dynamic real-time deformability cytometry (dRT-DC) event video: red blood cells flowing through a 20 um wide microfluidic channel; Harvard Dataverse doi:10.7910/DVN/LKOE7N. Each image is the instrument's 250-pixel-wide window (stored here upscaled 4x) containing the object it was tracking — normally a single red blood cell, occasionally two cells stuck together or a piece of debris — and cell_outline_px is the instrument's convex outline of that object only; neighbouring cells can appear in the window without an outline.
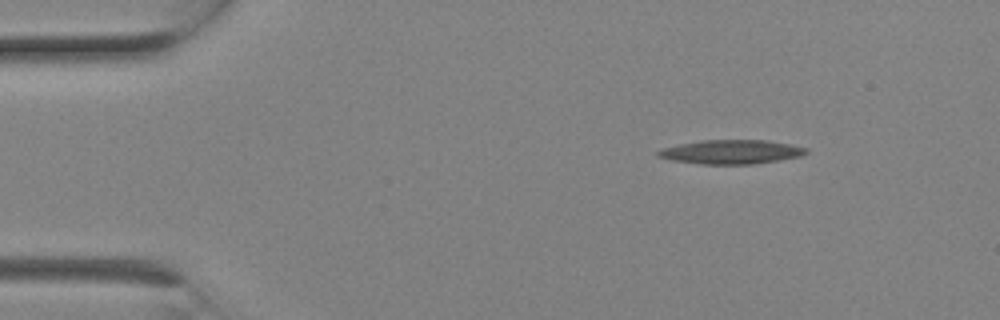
{"species": "Egyptian fruit bat (a non-hibernating species)", "species_latin": "Rousettus aegyptiacus", "temperature_condition": "room temperature", "stored_images_in_passage": 2, "camera_frame_rate_fps": 3000, "um_per_image_px": 0.085, "animal": {"sex": "female"}, "frame": {"image": 1, "passage_image": 1, "time_ms": 0.0, "image_size_px": [1000, 320], "cell_outline_px": [[808, 152], [800, 156], [752, 164], [700, 164], [672, 160], [656, 156], [656, 152], [660, 148], [680, 144], [704, 140], [764, 140], [788, 144], [808, 148]], "centroid_in_image_um": [62.1, 12.91], "position_along_channel_um": 22.9, "area_um2": 20.58}}